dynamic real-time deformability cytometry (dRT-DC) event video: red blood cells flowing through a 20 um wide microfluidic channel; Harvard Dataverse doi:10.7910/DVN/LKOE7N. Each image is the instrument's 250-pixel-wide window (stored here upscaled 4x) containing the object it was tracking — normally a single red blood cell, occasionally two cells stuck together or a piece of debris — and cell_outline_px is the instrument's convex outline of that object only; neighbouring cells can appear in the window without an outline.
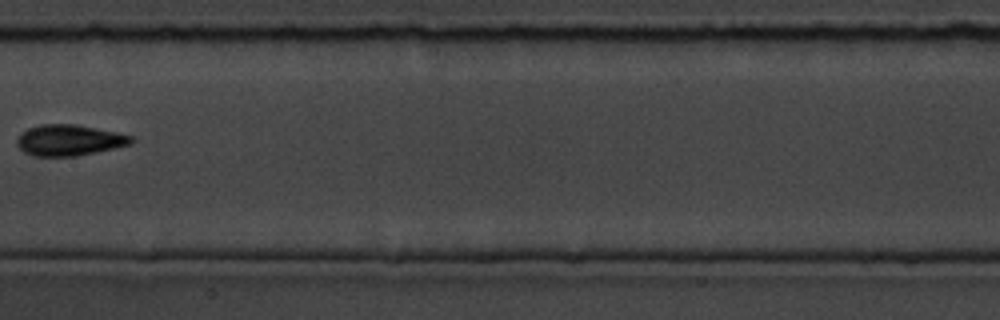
{"species": "common noctule bat (a hibernating species)", "species_latin": "Nyctalus noctula", "temperature_condition": "room temperature", "stored_images_in_passage": 9, "camera_frame_rate_fps": 3000, "um_per_image_px": 0.085, "animal": {"sex": "male", "body_mass_g": 19.5, "forearm_length_mm": 54.6}, "frame": {"image": 1, "passage_image": 9, "time_ms": 9.667, "image_size_px": [1000, 320], "cell_outline_px": [[136, 140], [132, 144], [96, 152], [76, 156], [32, 156], [24, 152], [16, 144], [16, 140], [20, 132], [28, 128], [40, 124], [76, 124], [116, 132], [132, 136]], "centroid_in_image_um": [5.87, 11.91], "position_along_channel_um": 201.5, "area_um2": 20.81}}